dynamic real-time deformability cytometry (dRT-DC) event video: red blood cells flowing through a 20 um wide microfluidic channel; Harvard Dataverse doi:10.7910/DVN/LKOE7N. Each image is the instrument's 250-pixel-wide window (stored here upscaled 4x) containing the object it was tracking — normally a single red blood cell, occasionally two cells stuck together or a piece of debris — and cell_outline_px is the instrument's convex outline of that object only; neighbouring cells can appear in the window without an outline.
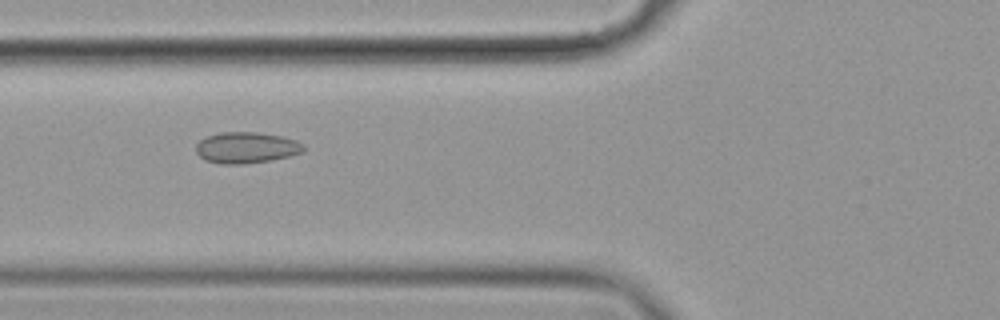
{"species": "common noctule bat (a hibernating species)", "species_latin": "Nyctalus noctula", "temperature_condition": "cold", "stored_images_in_passage": 7, "camera_frame_rate_fps": 3000, "um_per_image_px": 0.085, "animal": {"sex": "female", "body_mass_g": 19.9}, "frame": {"image": 1, "passage_image": 7, "time_ms": 2.0, "image_size_px": [1000, 320], "cell_outline_px": [[304, 152], [272, 160], [244, 164], [220, 164], [204, 160], [196, 152], [196, 144], [200, 140], [208, 136], [220, 132], [256, 132], [280, 136], [296, 140], [304, 144]], "centroid_in_image_um": [20.93, 12.55], "position_along_channel_um": 104.9, "area_um2": 19.59}}